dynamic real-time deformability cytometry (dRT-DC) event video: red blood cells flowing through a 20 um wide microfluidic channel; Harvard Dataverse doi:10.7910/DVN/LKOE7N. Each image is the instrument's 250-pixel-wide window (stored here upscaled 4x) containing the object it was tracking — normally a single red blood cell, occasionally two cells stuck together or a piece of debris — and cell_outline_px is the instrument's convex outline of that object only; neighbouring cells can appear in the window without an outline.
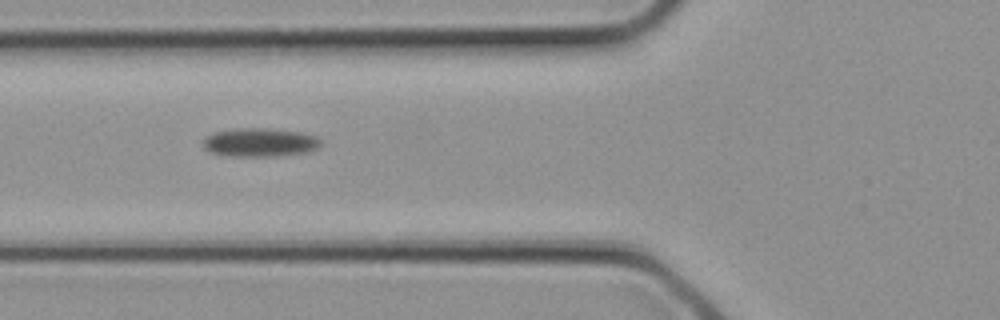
{"species": "common noctule bat (a hibernating species)", "species_latin": "Nyctalus noctula", "temperature_condition": "cold", "stored_images_in_passage": 3, "camera_frame_rate_fps": 3000, "um_per_image_px": 0.085, "animal": {"sex": "female", "body_mass_g": 21.9}, "frame": {"image": 1, "passage_image": 3, "time_ms": 0.667, "image_size_px": [1000, 320], "cell_outline_px": [[320, 144], [316, 148], [308, 152], [276, 156], [224, 156], [208, 152], [204, 148], [204, 140], [208, 136], [216, 132], [240, 128], [264, 128], [304, 132], [316, 136], [320, 140]], "centroid_in_image_um": [22.1, 12.11], "position_along_channel_um": 103.7, "area_um2": 19.59}}